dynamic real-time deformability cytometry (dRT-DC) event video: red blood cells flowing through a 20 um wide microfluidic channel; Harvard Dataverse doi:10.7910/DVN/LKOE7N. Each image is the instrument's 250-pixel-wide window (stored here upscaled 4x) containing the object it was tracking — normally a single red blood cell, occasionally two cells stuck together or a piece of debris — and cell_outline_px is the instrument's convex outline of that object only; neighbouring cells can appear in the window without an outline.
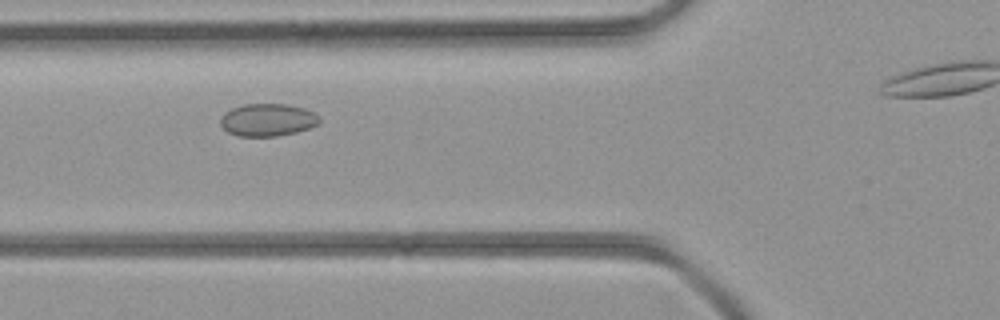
{"species": "common noctule bat (a hibernating species)", "species_latin": "Nyctalus noctula", "temperature_condition": "room temperature", "stored_images_in_passage": 29, "camera_frame_rate_fps": 3000, "um_per_image_px": 0.085, "animal": {"sex": "female", "body_mass_g": 21.9}, "frame": {"image": 1, "passage_image": 9, "time_ms": 2.667, "image_size_px": [1000, 320], "cell_outline_px": [[320, 120], [316, 124], [308, 128], [296, 132], [276, 136], [240, 136], [228, 132], [220, 124], [220, 116], [224, 112], [232, 108], [244, 104], [288, 104], [304, 108], [320, 116]], "centroid_in_image_um": [22.72, 10.18], "position_along_channel_um": 103.1, "area_um2": 18.73}}
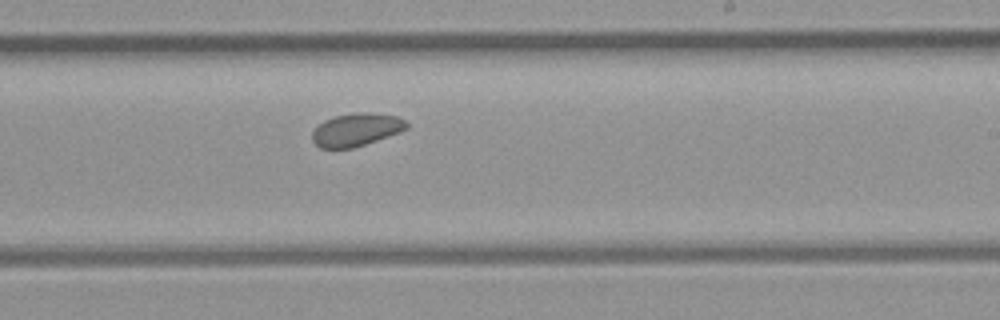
{"frame": {"image": 2, "passage_image": 19, "time_ms": 6.0, "image_size_px": [1000, 320], "cell_outline_px": [[408, 128], [400, 132], [352, 148], [320, 148], [312, 140], [312, 132], [324, 120], [336, 116], [356, 112], [368, 112], [396, 116], [404, 120], [408, 124]], "centroid_in_image_um": [30.28, 11.02], "position_along_channel_um": 258.7, "area_um2": 17.86}}
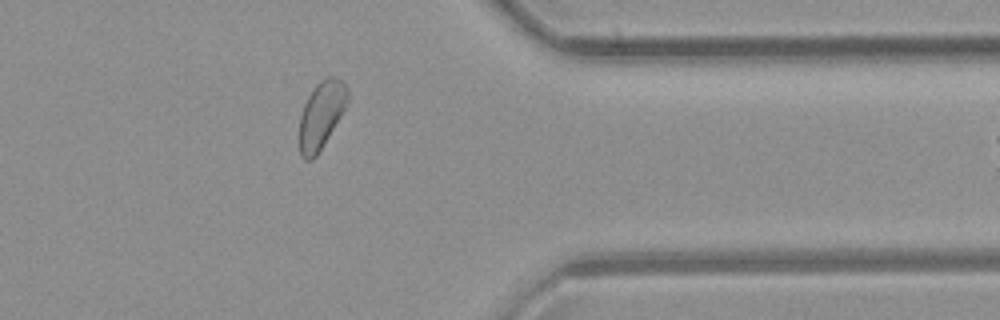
{"frame": {"image": 3, "passage_image": 28, "time_ms": 9.0, "image_size_px": [1000, 320], "cell_outline_px": [[348, 104], [316, 156], [312, 160], [304, 160], [300, 156], [300, 116], [304, 104], [308, 96], [316, 84], [320, 80], [328, 76], [336, 76], [348, 88]], "centroid_in_image_um": [27.31, 9.75], "position_along_channel_um": 384.1, "area_um2": 18.79}}